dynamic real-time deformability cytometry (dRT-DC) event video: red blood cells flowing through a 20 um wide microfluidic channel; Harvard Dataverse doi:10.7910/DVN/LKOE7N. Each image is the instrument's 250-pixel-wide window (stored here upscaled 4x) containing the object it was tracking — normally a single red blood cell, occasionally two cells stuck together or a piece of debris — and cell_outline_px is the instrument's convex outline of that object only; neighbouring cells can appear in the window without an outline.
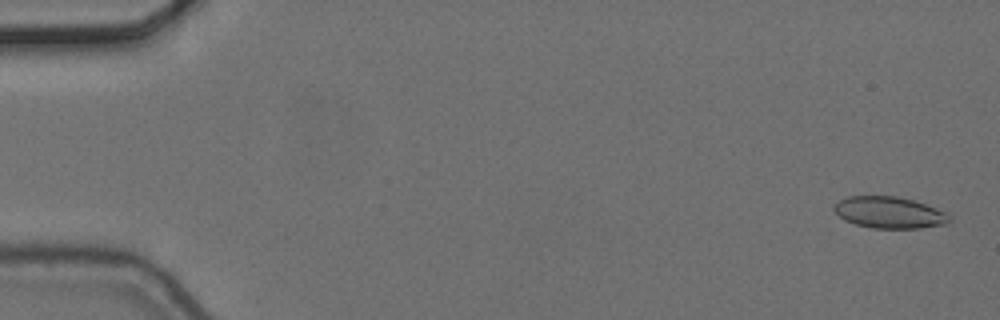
{"species": "common noctule bat (a hibernating species)", "species_latin": "Nyctalus noctula", "temperature_condition": "cold", "stored_images_in_passage": 5, "camera_frame_rate_fps": 3000, "um_per_image_px": 0.085, "animal": {"sex": "female", "body_mass_g": 24.6, "forearm_length_mm": 56.2}, "frame": {"image": 1, "passage_image": 1, "time_ms": 0.0, "image_size_px": [1000, 320], "cell_outline_px": [[952, 220], [948, 224], [920, 228], [872, 228], [856, 224], [844, 220], [832, 208], [832, 204], [848, 196], [896, 196], [912, 200], [936, 208], [944, 212]], "centroid_in_image_um": [75.57, 18.06], "position_along_channel_um": 9.4, "area_um2": 21.15}}